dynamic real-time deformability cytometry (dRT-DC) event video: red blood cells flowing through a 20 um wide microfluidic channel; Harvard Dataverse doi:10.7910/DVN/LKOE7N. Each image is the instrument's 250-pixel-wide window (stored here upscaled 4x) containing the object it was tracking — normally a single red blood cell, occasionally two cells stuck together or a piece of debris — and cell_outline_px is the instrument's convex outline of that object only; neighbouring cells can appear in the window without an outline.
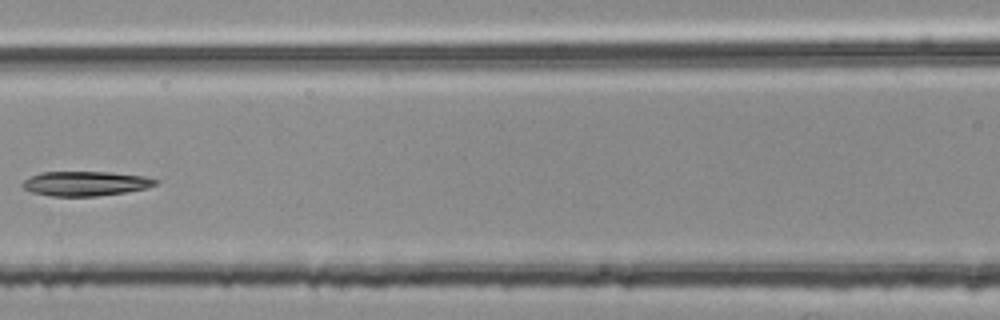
{"species": "common noctule bat (a hibernating species)", "species_latin": "Nyctalus noctula", "temperature_condition": "room temperature", "stored_images_in_passage": 6, "segment_of_instrument_passage": [2, 2], "camera_frame_rate_fps": 3000, "um_per_image_px": 0.085, "animal": {"sex": "female", "body_mass_g": 25.1}, "frame": {"image": 1, "passage_image": 6, "time_ms": 1.667, "image_size_px": [1000, 320], "cell_outline_px": [[160, 180], [156, 184], [148, 188], [124, 192], [96, 196], [52, 196], [32, 192], [24, 188], [20, 184], [24, 180], [40, 172], [108, 172], [144, 176]], "centroid_in_image_um": [7.27, 15.6], "position_along_channel_um": 159.3, "area_um2": 18.96}}